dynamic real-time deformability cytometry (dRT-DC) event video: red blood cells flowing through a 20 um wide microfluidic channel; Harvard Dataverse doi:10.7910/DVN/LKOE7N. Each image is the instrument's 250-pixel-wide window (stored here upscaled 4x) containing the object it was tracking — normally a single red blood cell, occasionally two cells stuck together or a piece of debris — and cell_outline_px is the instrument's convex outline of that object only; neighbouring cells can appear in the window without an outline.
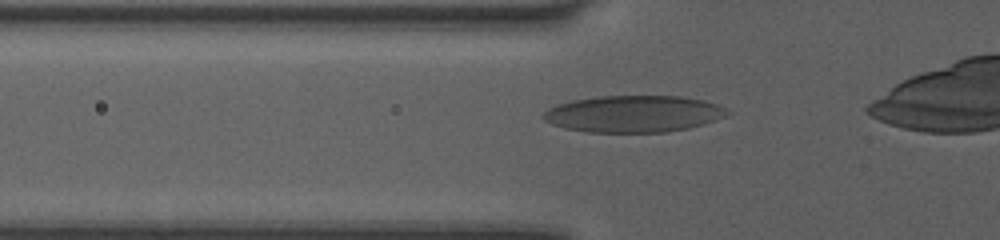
{"species": "human", "species_latin": "Homo sapiens", "temperature_condition": "room temperature", "stored_images_in_passage": 22, "camera_frame_rate_fps": 3000, "um_per_image_px": 0.085, "donor": {"sex": "female"}, "frame": {"image": 1, "passage_image": 6, "time_ms": 1.667, "image_size_px": [1000, 240], "cell_outline_px": [[732, 112], [724, 116], [704, 124], [688, 128], [668, 132], [588, 132], [564, 128], [552, 124], [544, 120], [540, 116], [548, 108], [556, 104], [572, 100], [600, 96], [680, 96], [704, 100], [716, 104]], "centroid_in_image_um": [53.82, 9.68], "position_along_channel_um": 72.0, "area_um2": 39.48}}
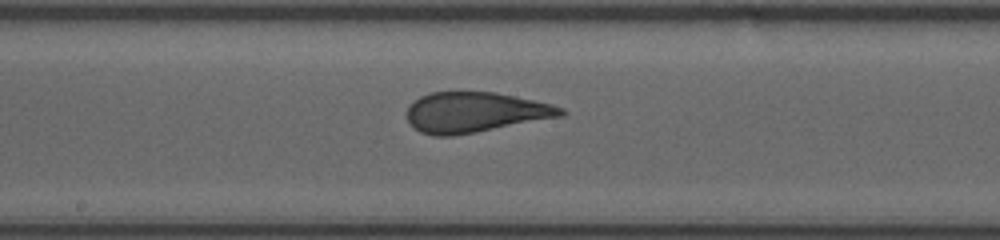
{"frame": {"image": 2, "passage_image": 15, "time_ms": 4.667, "image_size_px": [1000, 240], "cell_outline_px": [[568, 112], [564, 116], [452, 136], [436, 136], [420, 132], [412, 128], [408, 120], [408, 108], [420, 96], [432, 92], [496, 92], [552, 104], [564, 108]], "centroid_in_image_um": [40.4, 9.54], "position_along_channel_um": 207.8, "area_um2": 36.01}}
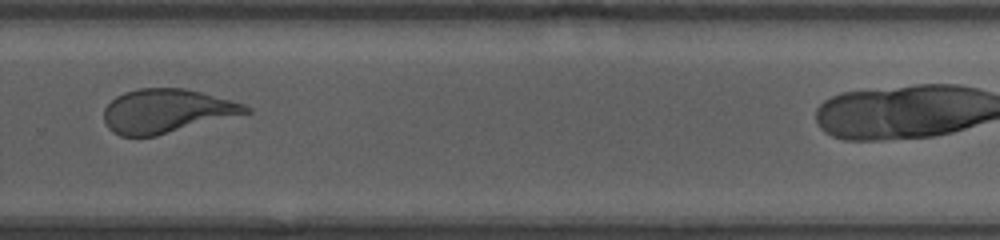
{"frame": {"image": 3, "passage_image": 20, "time_ms": 6.333, "image_size_px": [1000, 240], "cell_outline_px": [[252, 112], [156, 136], [120, 136], [112, 132], [108, 128], [104, 120], [104, 108], [116, 96], [124, 92], [140, 88], [184, 88], [200, 92], [244, 104], [252, 108]], "centroid_in_image_um": [14.14, 9.44], "position_along_channel_um": 315.7, "area_um2": 36.13}}